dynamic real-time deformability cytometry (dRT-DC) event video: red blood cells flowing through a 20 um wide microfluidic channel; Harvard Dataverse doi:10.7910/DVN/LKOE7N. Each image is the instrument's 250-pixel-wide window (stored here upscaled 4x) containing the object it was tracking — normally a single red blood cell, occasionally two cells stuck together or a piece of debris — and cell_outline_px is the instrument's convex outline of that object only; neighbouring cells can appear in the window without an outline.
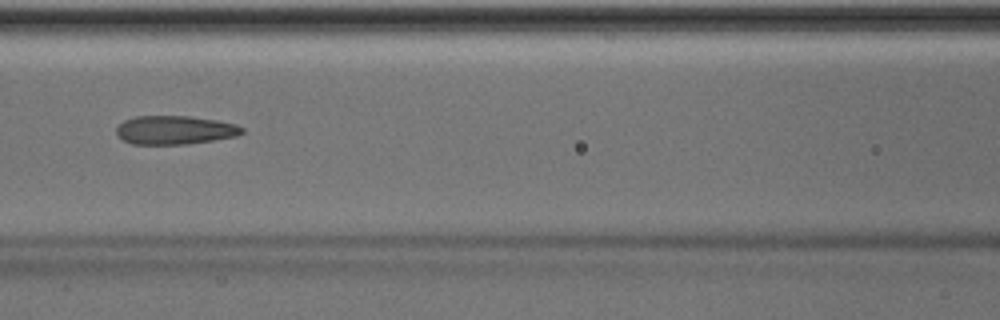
{"species": "Egyptian fruit bat (a non-hibernating species)", "species_latin": "Rousettus aegyptiacus", "temperature_condition": "room temperature", "stored_images_in_passage": 50, "camera_frame_rate_fps": 3000, "um_per_image_px": 0.085, "animal": {"sex": "male"}, "frame": {"image": 1, "passage_image": 22, "time_ms": 7.0, "image_size_px": [1000, 320], "cell_outline_px": [[244, 132], [236, 136], [188, 144], [132, 144], [116, 136], [116, 128], [124, 120], [136, 116], [188, 116], [216, 120], [236, 124], [244, 128]], "centroid_in_image_um": [14.84, 11.05], "position_along_channel_um": 151.8, "area_um2": 20.98}, "authors_computed_cell_mechanics": {"area_um2": 21.386, "velocity_mm_per_s": 4.0621, "shape_relaxation_time_tau1_ms": 7.6394, "shape_relaxation_time_tau2_ms": 1.779, "deformation_change_tau1": 0.1846, "deformation_change_tau2": 0.1106}}